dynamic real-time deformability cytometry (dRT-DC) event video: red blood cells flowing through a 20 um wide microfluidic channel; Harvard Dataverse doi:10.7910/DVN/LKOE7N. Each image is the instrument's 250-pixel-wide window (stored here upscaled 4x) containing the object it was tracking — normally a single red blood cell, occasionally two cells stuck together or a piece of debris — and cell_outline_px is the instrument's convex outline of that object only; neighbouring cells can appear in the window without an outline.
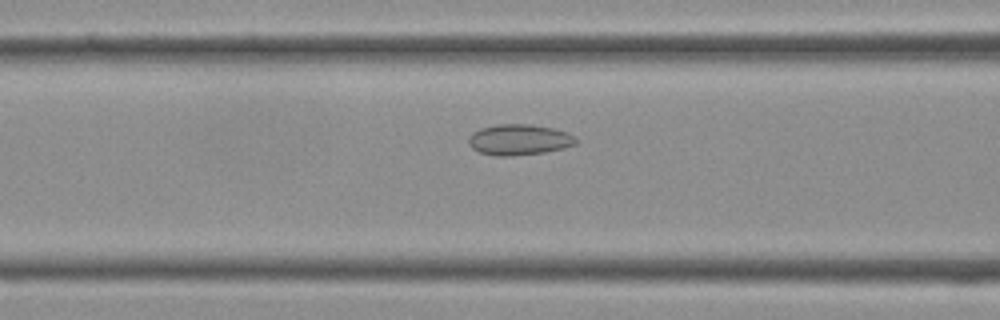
{"species": "Egyptian fruit bat (a non-hibernating species)", "species_latin": "Rousettus aegyptiacus", "temperature_condition": "cold", "stored_images_in_passage": 33, "camera_frame_rate_fps": 3000, "um_per_image_px": 0.085, "frame": {"image": 1, "passage_image": 9, "time_ms": 2.667, "image_size_px": [1000, 320], "cell_outline_px": [[576, 144], [564, 148], [544, 152], [512, 156], [496, 156], [480, 152], [472, 148], [468, 144], [468, 136], [472, 132], [480, 128], [496, 124], [528, 124], [552, 128], [576, 136]], "centroid_in_image_um": [44.08, 11.87], "position_along_channel_um": 122.5, "area_um2": 19.31}}
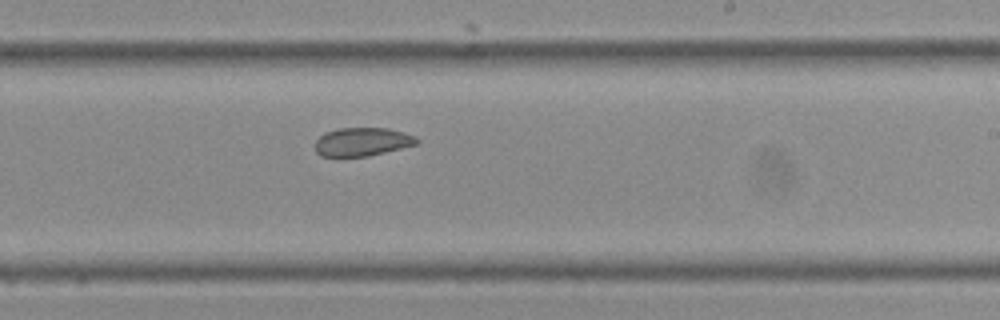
{"frame": {"image": 2, "passage_image": 17, "time_ms": 5.333, "image_size_px": [1000, 320], "cell_outline_px": [[420, 144], [368, 156], [320, 156], [316, 152], [316, 140], [324, 132], [340, 128], [388, 128], [404, 132], [416, 136], [420, 140]], "centroid_in_image_um": [30.84, 12.05], "position_along_channel_um": 258.2, "area_um2": 16.99}}
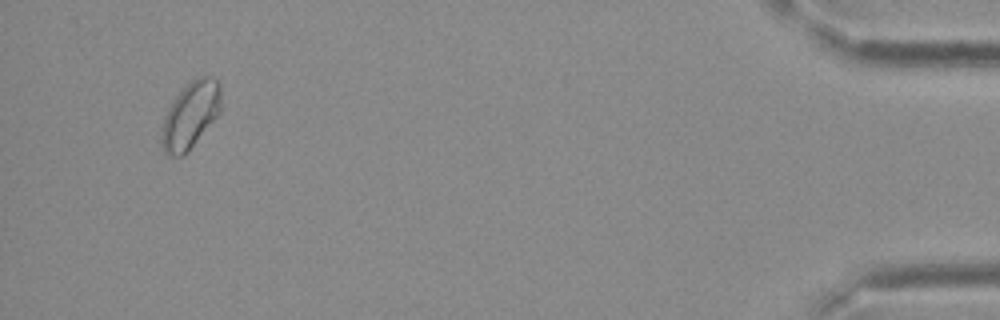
{"frame": {"image": 3, "passage_image": 31, "time_ms": 10.0, "image_size_px": [1000, 320], "cell_outline_px": [[220, 112], [188, 152], [180, 156], [168, 156], [164, 152], [160, 144], [160, 136], [164, 116], [168, 108], [176, 96], [196, 76], [212, 76], [220, 84]], "centroid_in_image_um": [16.16, 9.81], "position_along_channel_um": 419.0, "area_um2": 23.06}}